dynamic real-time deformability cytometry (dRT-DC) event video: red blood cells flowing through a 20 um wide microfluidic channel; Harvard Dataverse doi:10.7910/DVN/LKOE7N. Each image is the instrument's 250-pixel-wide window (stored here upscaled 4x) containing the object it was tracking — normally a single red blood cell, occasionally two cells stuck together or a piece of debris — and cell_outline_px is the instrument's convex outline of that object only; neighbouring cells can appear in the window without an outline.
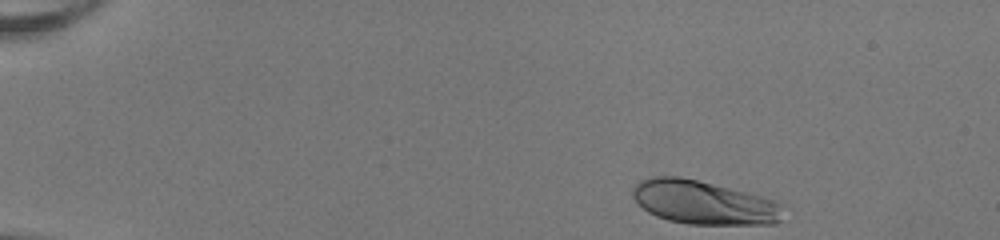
{"species": "human", "species_latin": "Homo sapiens", "temperature_condition": "room temperature", "stored_images_in_passage": 38, "camera_frame_rate_fps": 3000, "um_per_image_px": 0.085, "donor": {"sex": "female"}, "frame": {"image": 1, "passage_image": 1, "time_ms": 0.0, "image_size_px": [1000, 240], "cell_outline_px": [[780, 220], [776, 224], [688, 224], [668, 220], [656, 216], [648, 212], [632, 196], [632, 188], [640, 180], [652, 176], [680, 176], [776, 200], [780, 204]], "centroid_in_image_um": [59.76, 17.21], "position_along_channel_um": 25.2, "area_um2": 37.86}}
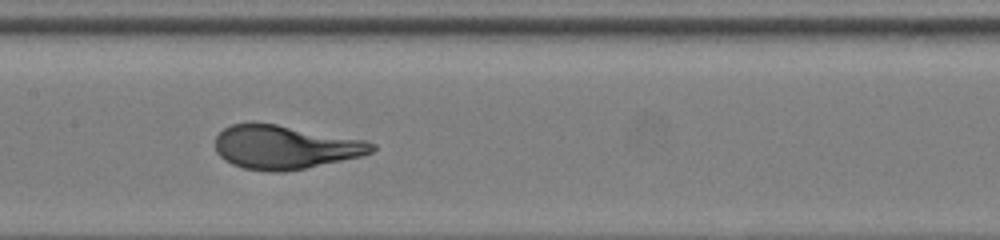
{"frame": {"image": 2, "passage_image": 21, "time_ms": 6.667, "image_size_px": [1000, 240], "cell_outline_px": [[376, 148], [372, 152], [360, 156], [304, 168], [284, 172], [268, 172], [244, 168], [232, 164], [224, 160], [216, 152], [216, 136], [224, 128], [232, 124], [252, 120], [276, 124], [364, 140], [376, 144]], "centroid_in_image_um": [24.16, 12.49], "position_along_channel_um": 183.2, "area_um2": 40.0}}
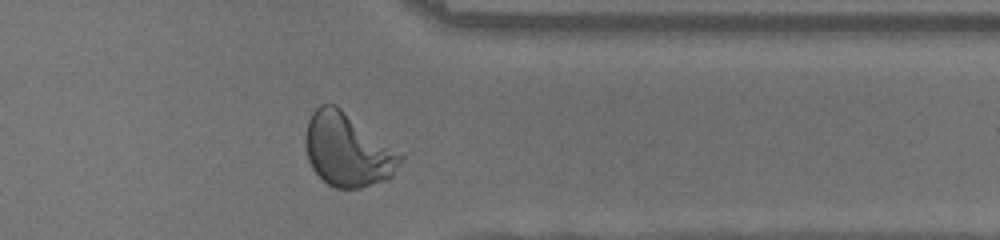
{"frame": {"image": 3, "passage_image": 36, "time_ms": 11.667, "image_size_px": [1000, 240], "cell_outline_px": [[404, 156], [392, 176], [388, 180], [360, 188], [336, 188], [328, 184], [312, 168], [308, 160], [304, 144], [304, 136], [308, 120], [312, 112], [320, 104], [336, 104], [404, 152]], "centroid_in_image_um": [29.58, 12.72], "position_along_channel_um": 381.8, "area_um2": 41.38}, "authors_computed_cell_mechanics": {"area_um2": 38.6971, "velocity_mm_per_s": 4.0223, "shape_relaxation_time_tau1_ms": 3.3075, "shape_relaxation_time_tau2_ms": null, "deformation_change_tau1": 0.2109, "deformation_change_tau2": null}}